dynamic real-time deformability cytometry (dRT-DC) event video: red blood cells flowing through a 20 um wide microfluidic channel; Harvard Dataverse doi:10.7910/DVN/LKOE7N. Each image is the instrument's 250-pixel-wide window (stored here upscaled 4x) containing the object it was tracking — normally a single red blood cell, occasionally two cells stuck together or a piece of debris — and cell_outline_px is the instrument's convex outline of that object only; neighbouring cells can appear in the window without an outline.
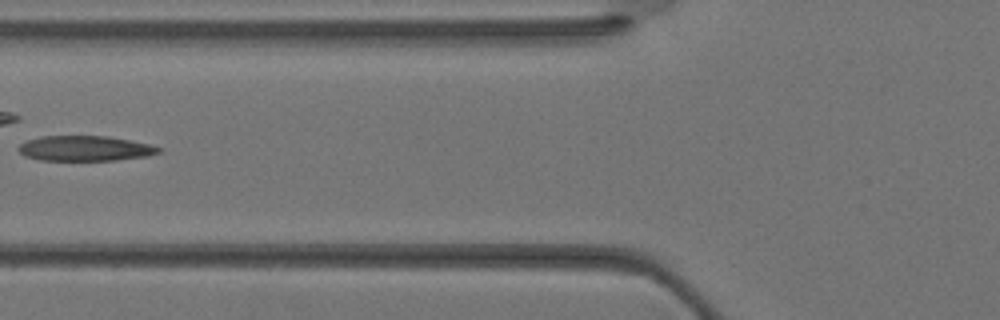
{"species": "Egyptian fruit bat (a non-hibernating species)", "species_latin": "Rousettus aegyptiacus", "temperature_condition": "warm", "stored_images_in_passage": 26, "camera_frame_rate_fps": 3000, "um_per_image_px": 0.085, "animal": {"sex": "female"}, "frame": {"image": 1, "passage_image": 12, "time_ms": 3.667, "image_size_px": [1000, 320], "cell_outline_px": [[164, 148], [160, 152], [148, 156], [116, 160], [40, 160], [24, 156], [16, 148], [20, 144], [28, 140], [40, 136], [108, 136], [148, 144]], "centroid_in_image_um": [7.22, 12.61], "position_along_channel_um": 118.6, "area_um2": 20.58}}